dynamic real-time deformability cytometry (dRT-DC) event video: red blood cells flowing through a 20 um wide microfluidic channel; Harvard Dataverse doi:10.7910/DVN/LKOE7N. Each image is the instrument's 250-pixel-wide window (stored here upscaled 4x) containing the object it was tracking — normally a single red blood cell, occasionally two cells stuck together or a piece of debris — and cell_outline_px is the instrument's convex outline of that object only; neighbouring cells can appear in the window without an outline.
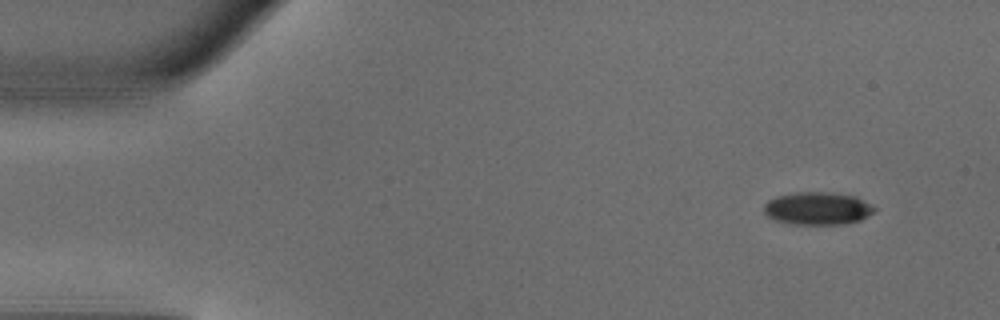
{"species": "common noctule bat (a hibernating species)", "species_latin": "Nyctalus noctula", "temperature_condition": "warm", "stored_images_in_passage": 14, "camera_frame_rate_fps": 3000, "um_per_image_px": 0.085, "animal": {"sex": "male", "body_mass_g": 18.8}, "frame": {"image": 1, "passage_image": 3, "time_ms": 0.667, "image_size_px": [1000, 320], "cell_outline_px": [[876, 208], [868, 216], [860, 220], [848, 224], [788, 224], [772, 220], [764, 212], [764, 204], [768, 200], [776, 196], [796, 192], [832, 192], [856, 196]], "centroid_in_image_um": [69.46, 17.72], "position_along_channel_um": 15.5, "area_um2": 21.27}}
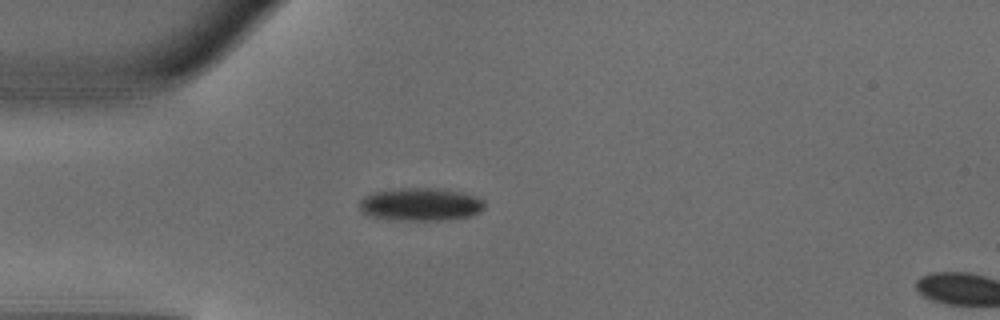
{"frame": {"image": 2, "passage_image": 12, "time_ms": 3.667, "image_size_px": [1000, 320], "cell_outline_px": [[484, 208], [480, 212], [472, 216], [448, 220], [400, 220], [372, 216], [360, 212], [360, 200], [364, 196], [372, 192], [400, 188], [436, 188], [460, 192], [476, 196], [484, 200]], "centroid_in_image_um": [35.77, 17.37], "position_along_channel_um": 49.2, "area_um2": 24.1}}